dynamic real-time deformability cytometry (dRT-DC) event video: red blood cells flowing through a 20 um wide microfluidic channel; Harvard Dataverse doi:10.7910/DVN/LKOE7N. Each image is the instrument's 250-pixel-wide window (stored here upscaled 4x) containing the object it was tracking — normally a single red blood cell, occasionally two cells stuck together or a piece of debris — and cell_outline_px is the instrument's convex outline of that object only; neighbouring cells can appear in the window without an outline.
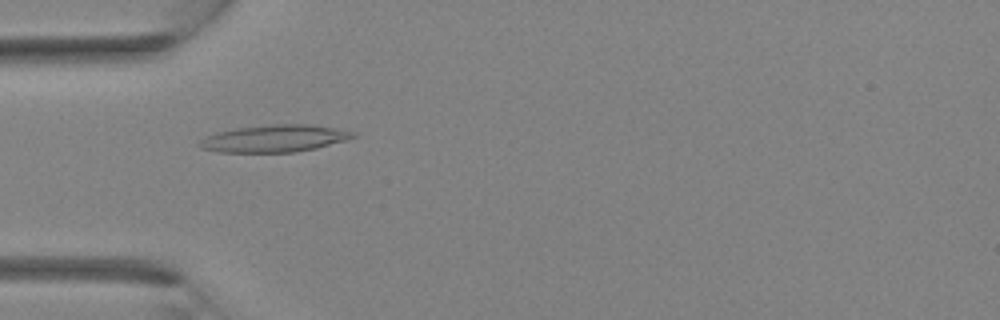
{"species": "Egyptian fruit bat (a non-hibernating species)", "species_latin": "Rousettus aegyptiacus", "temperature_condition": "room temperature", "stored_images_in_passage": 31, "camera_frame_rate_fps": 3000, "um_per_image_px": 0.085, "animal": {"sex": "female"}, "frame": {"image": 1, "passage_image": 7, "time_ms": 2.0, "image_size_px": [1000, 320], "cell_outline_px": [[360, 136], [348, 140], [316, 148], [292, 152], [220, 152], [200, 148], [196, 144], [200, 140], [208, 136], [220, 132], [236, 128], [272, 124], [308, 124], [356, 132]], "centroid_in_image_um": [23.37, 11.77], "position_along_channel_um": 61.6, "area_um2": 24.22}}
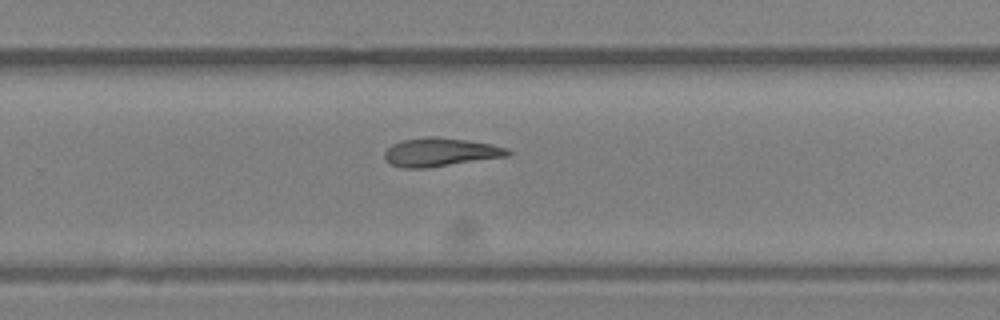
{"frame": {"image": 2, "passage_image": 19, "time_ms": 6.0, "image_size_px": [1000, 320], "cell_outline_px": [[512, 152], [508, 156], [428, 168], [400, 168], [384, 160], [384, 152], [392, 144], [404, 140], [428, 136], [436, 136], [468, 140], [492, 144], [508, 148]], "centroid_in_image_um": [37.43, 12.93], "position_along_channel_um": 292.4, "area_um2": 20.63}}
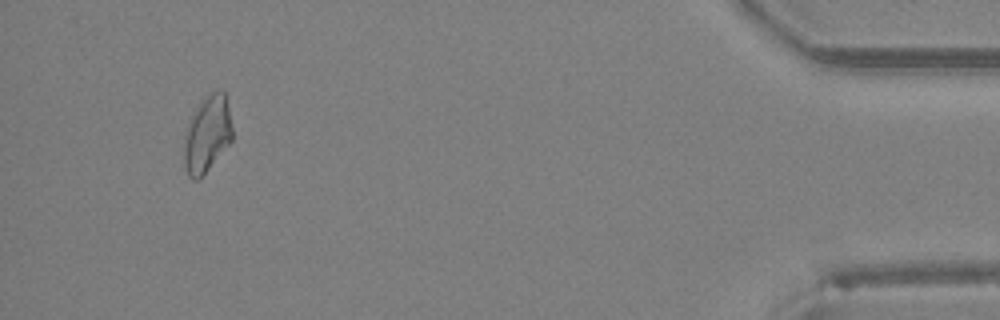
{"frame": {"image": 3, "passage_image": 29, "time_ms": 9.333, "image_size_px": [1000, 320], "cell_outline_px": [[232, 140], [200, 180], [192, 180], [188, 176], [184, 168], [184, 140], [192, 116], [200, 100], [216, 88], [220, 88], [224, 92], [228, 108], [232, 128]], "centroid_in_image_um": [17.61, 11.42], "position_along_channel_um": 417.6, "area_um2": 21.56}}